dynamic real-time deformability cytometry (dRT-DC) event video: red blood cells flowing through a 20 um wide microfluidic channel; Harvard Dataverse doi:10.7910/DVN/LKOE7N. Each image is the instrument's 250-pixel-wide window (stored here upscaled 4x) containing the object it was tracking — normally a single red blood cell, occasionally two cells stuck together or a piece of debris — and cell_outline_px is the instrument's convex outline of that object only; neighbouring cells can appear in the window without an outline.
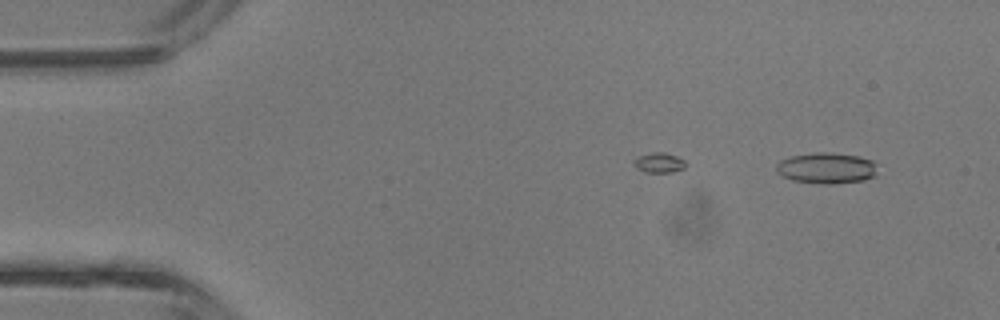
{"species": "common noctule bat (a hibernating species)", "species_latin": "Nyctalus noctula", "temperature_condition": "room temperature", "stored_images_in_passage": 39, "camera_frame_rate_fps": 3000, "um_per_image_px": 0.085, "animal": {"sex": "male", "body_mass_g": 13.3}, "frame": {"image": 1, "passage_image": 3, "time_ms": 0.667, "image_size_px": [1000, 320], "cell_outline_px": [[876, 176], [864, 180], [832, 184], [820, 184], [792, 180], [776, 172], [776, 164], [780, 160], [792, 156], [820, 152], [828, 152], [856, 156], [872, 160], [876, 164]], "centroid_in_image_um": [70.26, 14.3], "position_along_channel_um": 14.7, "area_um2": 18.21}}
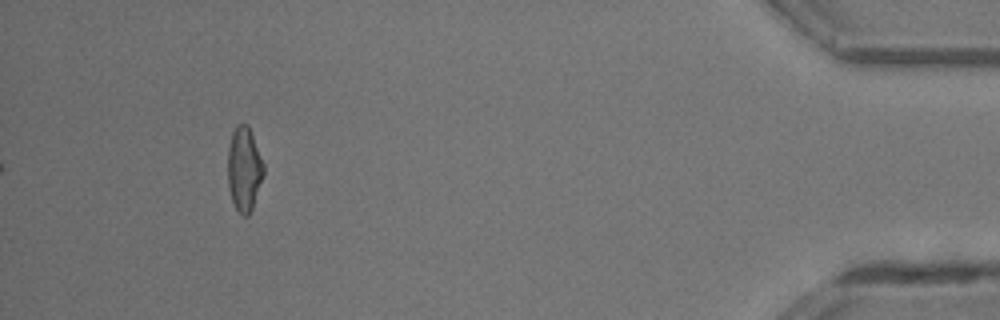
{"frame": {"image": 2, "passage_image": 39, "time_ms": 12.667, "image_size_px": [1000, 320], "cell_outline_px": [[264, 172], [252, 208], [248, 216], [244, 216], [236, 208], [232, 200], [228, 188], [228, 148], [232, 132], [236, 124], [248, 124], [264, 164]], "centroid_in_image_um": [20.74, 14.34], "position_along_channel_um": 414.5, "area_um2": 17.46}}